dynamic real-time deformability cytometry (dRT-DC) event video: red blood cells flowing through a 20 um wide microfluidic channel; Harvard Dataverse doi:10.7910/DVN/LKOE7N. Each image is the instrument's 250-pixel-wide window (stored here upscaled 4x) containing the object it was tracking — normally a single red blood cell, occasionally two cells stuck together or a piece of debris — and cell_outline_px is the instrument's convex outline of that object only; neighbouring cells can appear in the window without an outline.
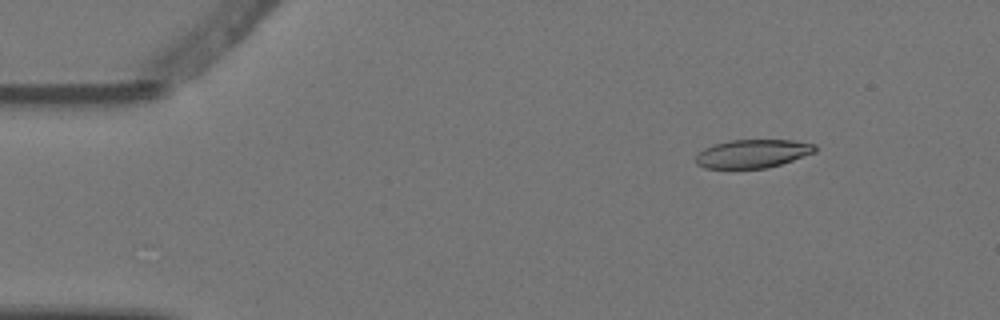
{"species": "Egyptian fruit bat (a non-hibernating species)", "species_latin": "Rousettus aegyptiacus", "temperature_condition": "warm", "stored_images_in_passage": 6, "camera_frame_rate_fps": 3000, "um_per_image_px": 0.085, "animal": {"sex": "female"}, "frame": {"image": 1, "passage_image": 2, "time_ms": 0.333, "image_size_px": [1000, 320], "cell_outline_px": [[816, 152], [768, 168], [704, 168], [696, 164], [696, 156], [704, 148], [712, 144], [728, 140], [792, 140], [816, 144]], "centroid_in_image_um": [63.97, 13.05], "position_along_channel_um": 21.0, "area_um2": 19.77}}